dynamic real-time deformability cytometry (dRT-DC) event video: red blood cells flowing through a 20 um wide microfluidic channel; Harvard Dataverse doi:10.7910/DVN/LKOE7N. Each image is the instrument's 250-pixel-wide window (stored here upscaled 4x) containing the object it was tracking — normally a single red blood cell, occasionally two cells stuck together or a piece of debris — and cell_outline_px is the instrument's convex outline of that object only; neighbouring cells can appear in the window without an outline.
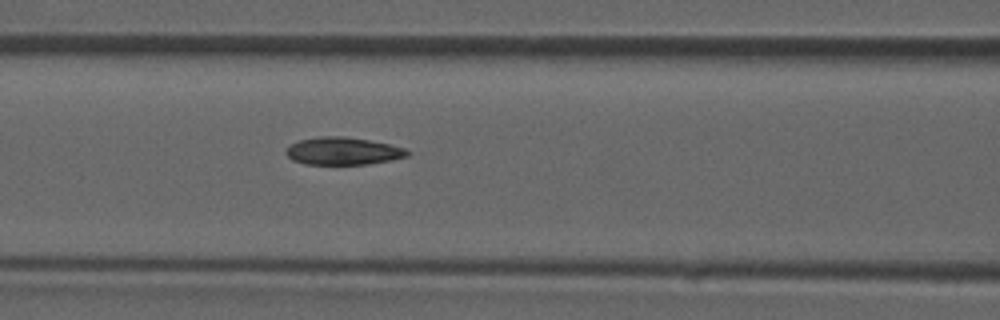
{"species": "common noctule bat (a hibernating species)", "species_latin": "Nyctalus noctula", "temperature_condition": "room temperature", "stored_images_in_passage": 39, "camera_frame_rate_fps": 3000, "um_per_image_px": 0.085, "animal": {"sex": "male", "forearm_length_mm": 52.5}, "frame": {"image": 1, "passage_image": 12, "time_ms": 3.667, "image_size_px": [1000, 320], "cell_outline_px": [[412, 152], [408, 156], [368, 164], [304, 164], [292, 160], [284, 152], [292, 144], [300, 140], [320, 136], [344, 136], [368, 140], [388, 144], [404, 148]], "centroid_in_image_um": [29.15, 12.84], "position_along_channel_um": 137.5, "area_um2": 19.31}}